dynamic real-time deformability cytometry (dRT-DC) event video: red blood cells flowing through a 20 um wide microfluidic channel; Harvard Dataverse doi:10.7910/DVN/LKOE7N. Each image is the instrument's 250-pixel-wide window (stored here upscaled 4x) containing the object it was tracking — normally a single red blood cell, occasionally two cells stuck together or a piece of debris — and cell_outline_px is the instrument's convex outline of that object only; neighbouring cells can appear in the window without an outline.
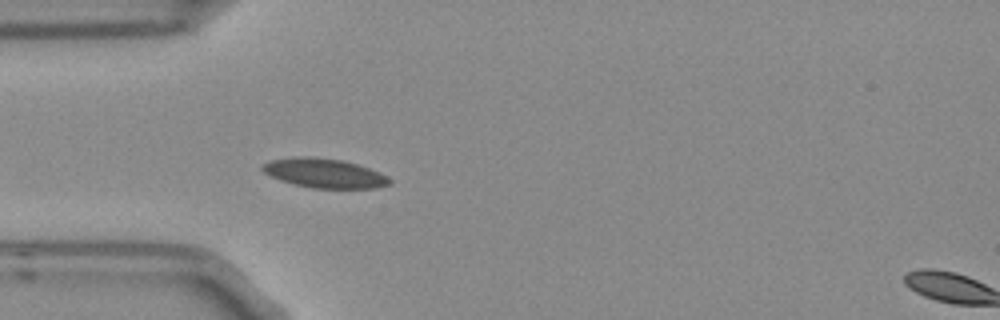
{"species": "Egyptian fruit bat (a non-hibernating species)", "species_latin": "Rousettus aegyptiacus", "temperature_condition": "room temperature", "stored_images_in_passage": 2, "segment_of_instrument_passage": [1, 2], "camera_frame_rate_fps": 3000, "um_per_image_px": 0.085, "frame": {"image": 1, "passage_image": 1, "time_ms": 0.0, "image_size_px": [1000, 320], "cell_outline_px": [[392, 184], [376, 188], [312, 188], [292, 184], [280, 180], [264, 172], [260, 168], [260, 164], [268, 160], [296, 156], [312, 156], [344, 160], [380, 172], [388, 176], [392, 180]], "centroid_in_image_um": [27.55, 14.71], "position_along_channel_um": 57.5, "area_um2": 22.08}}